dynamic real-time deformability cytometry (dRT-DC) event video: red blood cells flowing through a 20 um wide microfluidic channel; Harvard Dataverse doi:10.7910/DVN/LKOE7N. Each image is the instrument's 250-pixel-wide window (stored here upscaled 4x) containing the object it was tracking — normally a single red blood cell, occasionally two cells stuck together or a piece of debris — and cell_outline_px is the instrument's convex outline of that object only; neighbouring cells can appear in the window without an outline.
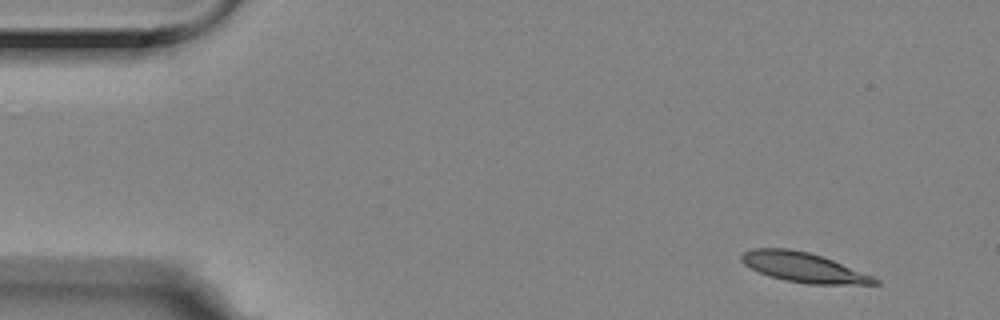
{"species": "Egyptian fruit bat (a non-hibernating species)", "species_latin": "Rousettus aegyptiacus", "temperature_condition": "room temperature", "stored_images_in_passage": 9, "camera_frame_rate_fps": 3000, "um_per_image_px": 0.085, "animal": {"sex": "female"}, "frame": {"image": 1, "passage_image": 2, "time_ms": 0.333, "image_size_px": [1000, 320], "cell_outline_px": [[880, 284], [808, 284], [784, 280], [768, 276], [744, 264], [740, 260], [740, 256], [744, 252], [752, 248], [788, 248], [808, 252], [832, 260], [872, 276], [880, 280]], "centroid_in_image_um": [68.26, 22.72], "position_along_channel_um": 16.7, "area_um2": 22.83}}
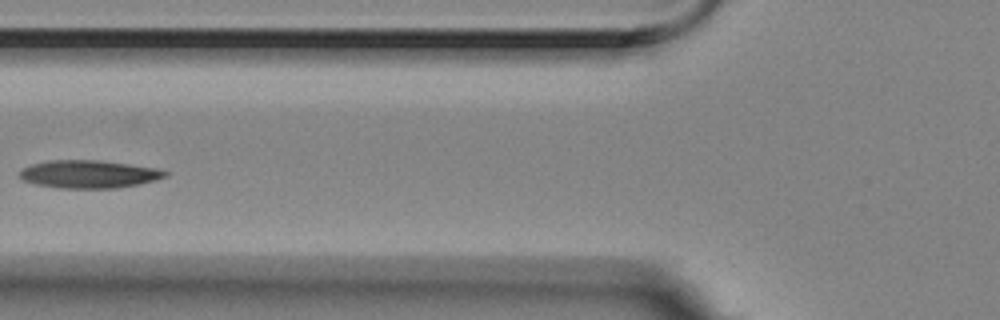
{"frame": {"image": 2, "passage_image": 7, "time_ms": 2.0, "image_size_px": [1000, 320], "cell_outline_px": [[172, 172], [168, 176], [156, 180], [140, 184], [116, 188], [60, 188], [36, 184], [24, 180], [16, 176], [20, 168], [32, 164], [48, 160], [100, 160], [156, 168]], "centroid_in_image_um": [7.55, 14.8], "position_along_channel_um": 118.2, "area_um2": 23.93}}
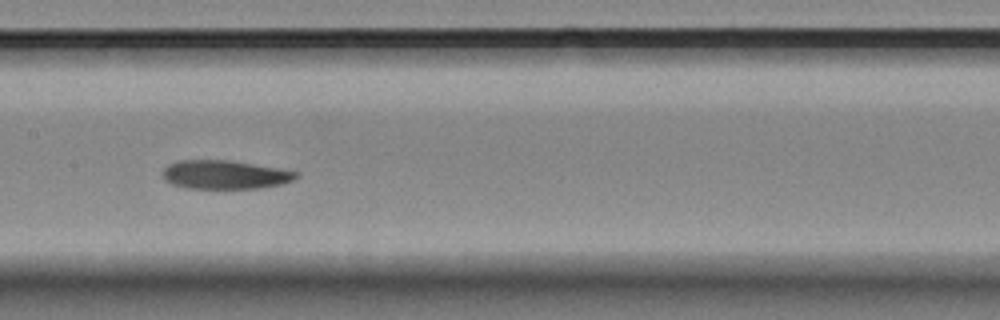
{"frame": {"image": 3, "passage_image": 9, "time_ms": 2.667, "image_size_px": [1000, 320], "cell_outline_px": [[300, 176], [292, 180], [280, 184], [260, 188], [188, 188], [172, 184], [164, 180], [164, 168], [168, 164], [176, 160], [228, 160], [276, 168], [296, 172]], "centroid_in_image_um": [19.07, 14.84], "position_along_channel_um": 188.3, "area_um2": 22.02}}